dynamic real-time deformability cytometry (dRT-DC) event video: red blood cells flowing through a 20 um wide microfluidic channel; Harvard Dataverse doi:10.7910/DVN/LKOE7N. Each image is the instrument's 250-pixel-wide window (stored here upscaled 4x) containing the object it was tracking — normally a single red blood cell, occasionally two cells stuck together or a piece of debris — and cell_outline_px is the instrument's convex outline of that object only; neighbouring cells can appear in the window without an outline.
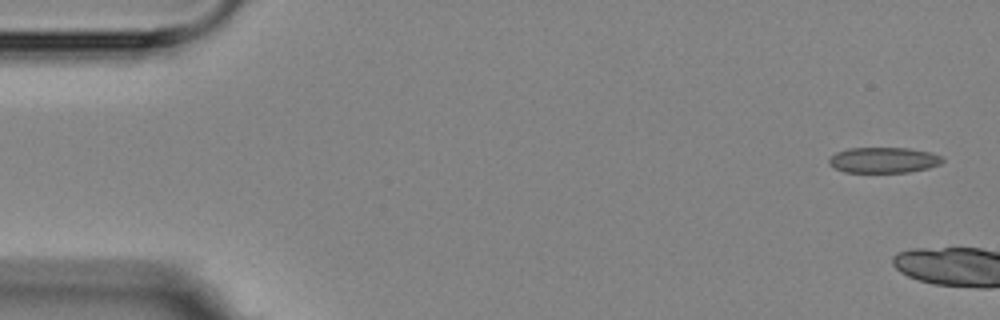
{"species": "Egyptian fruit bat (a non-hibernating species)", "species_latin": "Rousettus aegyptiacus", "temperature_condition": "room temperature", "stored_images_in_passage": 2, "camera_frame_rate_fps": 3000, "um_per_image_px": 0.085, "animal": {"sex": "female"}, "frame": {"image": 1, "passage_image": 2, "time_ms": 1.667, "image_size_px": [1000, 320], "cell_outline_px": [[944, 160], [940, 164], [928, 168], [908, 172], [844, 172], [828, 164], [828, 156], [836, 152], [848, 148], [908, 148], [928, 152], [940, 156]], "centroid_in_image_um": [75.05, 13.6], "position_along_channel_um": 10.0, "area_um2": 16.94}}